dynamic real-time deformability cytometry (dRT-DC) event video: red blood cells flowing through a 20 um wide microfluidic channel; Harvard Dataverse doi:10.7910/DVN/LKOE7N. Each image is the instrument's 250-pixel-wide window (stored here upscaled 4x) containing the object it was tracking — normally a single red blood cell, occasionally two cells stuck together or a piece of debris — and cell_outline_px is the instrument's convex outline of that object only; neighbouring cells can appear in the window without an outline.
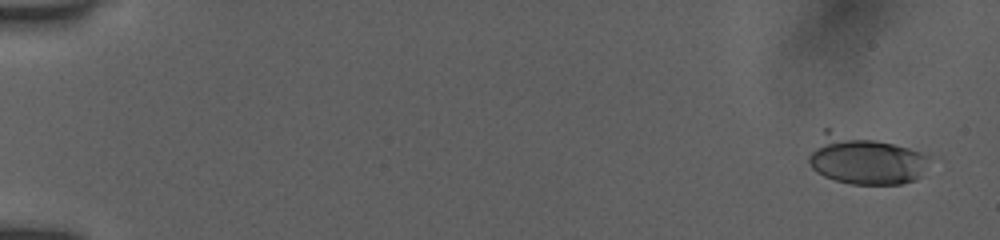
{"species": "human", "species_latin": "Homo sapiens", "temperature_condition": "room temperature", "stored_images_in_passage": 18, "camera_frame_rate_fps": 3000, "um_per_image_px": 0.085, "donor": {"sex": "female"}, "frame": {"image": 1, "passage_image": 2, "time_ms": 0.333, "image_size_px": [1000, 240], "cell_outline_px": [[928, 156], [920, 176], [916, 180], [900, 184], [852, 184], [836, 180], [824, 176], [816, 172], [812, 168], [808, 160], [808, 156], [824, 128], [828, 128], [908, 148], [920, 152]], "centroid_in_image_um": [73.46, 13.58], "position_along_channel_um": 11.5, "area_um2": 33.99}}
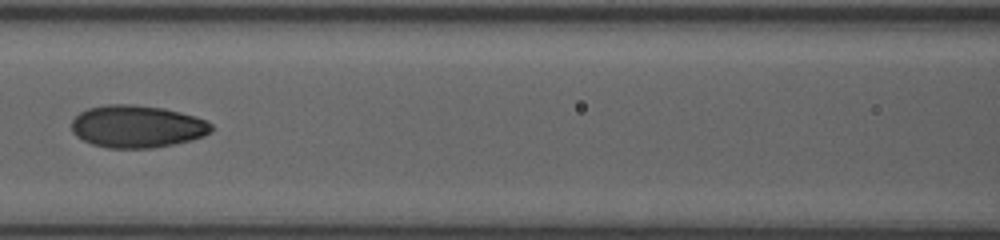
{"frame": {"image": 2, "passage_image": 14, "time_ms": 4.333, "image_size_px": [1000, 240], "cell_outline_px": [[212, 132], [204, 136], [192, 140], [152, 148], [108, 148], [92, 144], [76, 136], [72, 132], [72, 120], [80, 112], [88, 108], [108, 104], [136, 104], [164, 108], [196, 116], [208, 120], [212, 124]], "centroid_in_image_um": [11.68, 10.74], "position_along_channel_um": 154.9, "area_um2": 34.8}}
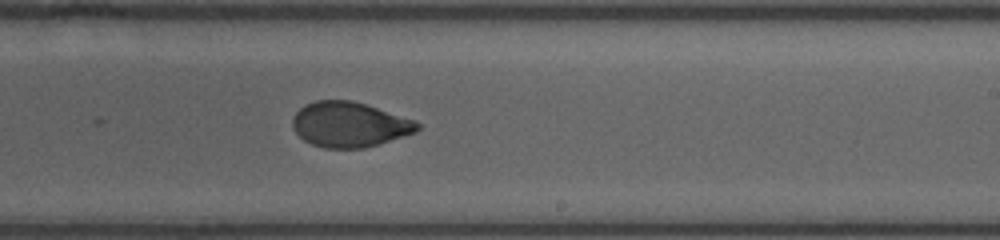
{"frame": {"image": 3, "passage_image": 18, "time_ms": 5.667, "image_size_px": [1000, 240], "cell_outline_px": [[420, 128], [416, 132], [364, 148], [324, 148], [312, 144], [304, 140], [292, 128], [292, 116], [304, 104], [316, 100], [352, 100], [416, 120], [420, 124]], "centroid_in_image_um": [29.68, 10.57], "position_along_channel_um": 259.3, "area_um2": 32.83}}